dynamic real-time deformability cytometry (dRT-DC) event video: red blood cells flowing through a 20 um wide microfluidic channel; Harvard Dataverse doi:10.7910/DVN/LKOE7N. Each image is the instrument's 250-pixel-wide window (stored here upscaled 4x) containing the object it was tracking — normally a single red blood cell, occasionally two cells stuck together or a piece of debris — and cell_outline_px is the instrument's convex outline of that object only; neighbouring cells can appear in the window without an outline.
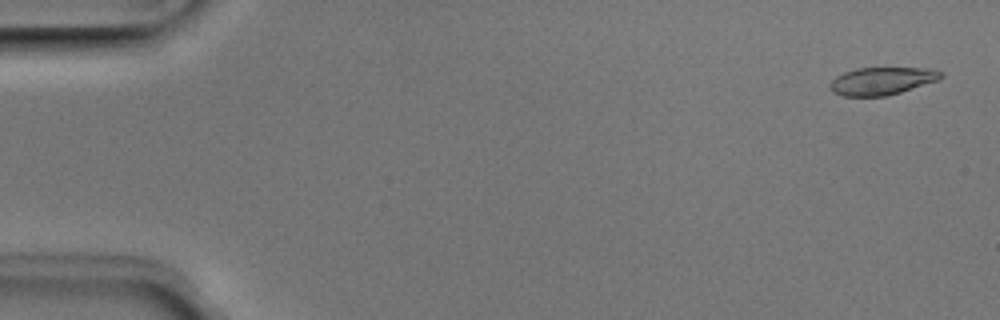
{"species": "Egyptian fruit bat (a non-hibernating species)", "species_latin": "Rousettus aegyptiacus", "temperature_condition": "room temperature", "stored_images_in_passage": 51, "camera_frame_rate_fps": 3000, "um_per_image_px": 0.085, "animal": {"sex": "male"}, "frame": {"image": 1, "passage_image": 2, "time_ms": 0.333, "image_size_px": [1000, 320], "cell_outline_px": [[944, 76], [940, 80], [888, 96], [844, 96], [832, 92], [828, 88], [828, 84], [836, 76], [844, 72], [856, 68], [932, 68], [944, 72]], "centroid_in_image_um": [74.98, 6.88], "position_along_channel_um": 10.0, "area_um2": 18.21}}
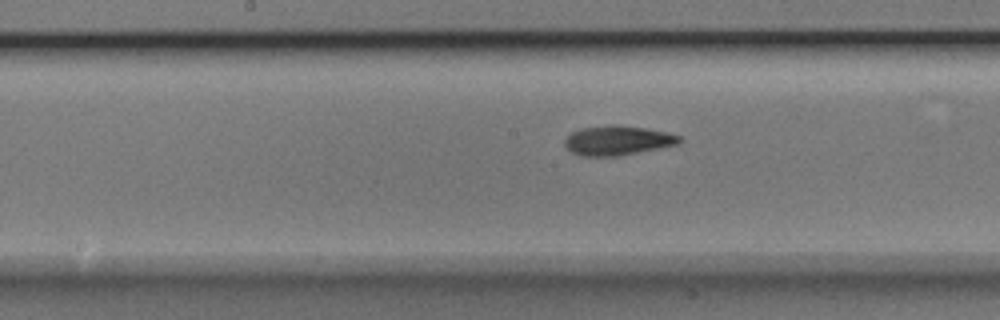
{"frame": {"image": 2, "passage_image": 26, "time_ms": 8.333, "image_size_px": [1000, 320], "cell_outline_px": [[684, 140], [680, 144], [660, 148], [616, 156], [580, 156], [572, 152], [564, 144], [564, 140], [572, 132], [580, 128], [612, 124], [644, 128], [668, 132], [680, 136]], "centroid_in_image_um": [52.52, 11.93], "position_along_channel_um": 195.7, "area_um2": 19.77}}
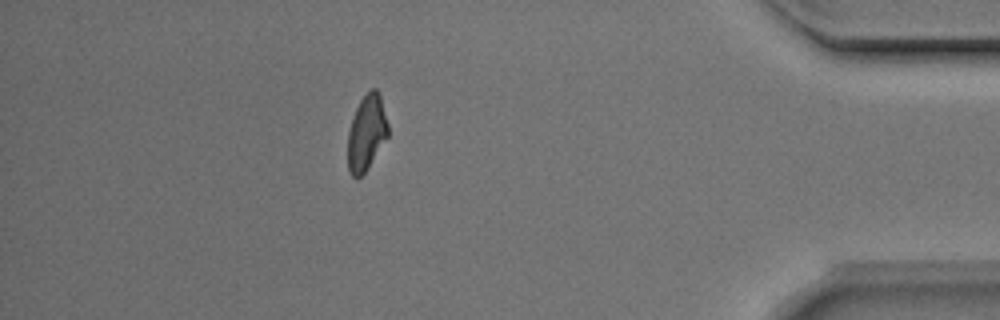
{"frame": {"image": 3, "passage_image": 45, "time_ms": 14.667, "image_size_px": [1000, 320], "cell_outline_px": [[388, 136], [364, 172], [360, 176], [352, 176], [348, 168], [348, 132], [356, 108], [360, 100], [372, 88], [376, 88], [380, 96], [388, 124]], "centroid_in_image_um": [31.15, 11.26], "position_along_channel_um": 404.0, "area_um2": 17.22}, "authors_computed_cell_mechanics": {"area_um2": 18.9584, "velocity_mm_per_s": 3.9925, "shape_relaxation_time_tau1_ms": 5.587, "shape_relaxation_time_tau2_ms": 4.028, "deformation_change_tau1": 0.1548, "deformation_change_tau2": 0.1181}}